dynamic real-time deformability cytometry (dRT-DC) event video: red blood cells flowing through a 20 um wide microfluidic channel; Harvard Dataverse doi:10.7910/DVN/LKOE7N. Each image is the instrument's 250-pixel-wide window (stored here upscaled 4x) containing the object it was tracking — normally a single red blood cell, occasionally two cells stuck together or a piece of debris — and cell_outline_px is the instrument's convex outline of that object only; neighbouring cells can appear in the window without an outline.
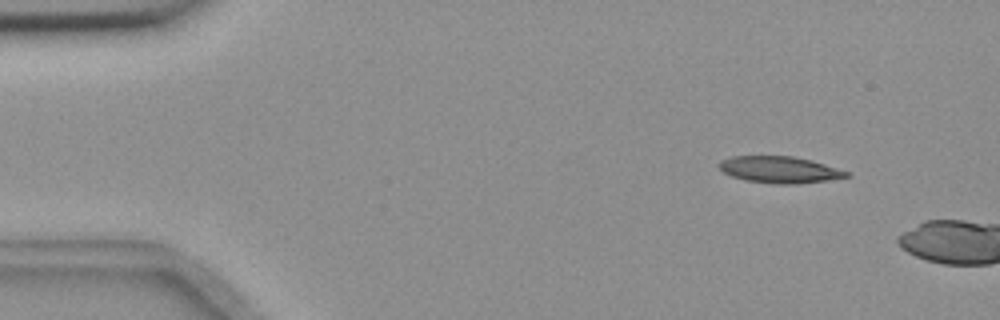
{"species": "common noctule bat (a hibernating species)", "species_latin": "Nyctalus noctula", "temperature_condition": "room temperature", "stored_images_in_passage": 7, "camera_frame_rate_fps": 3000, "um_per_image_px": 0.085, "animal": {"sex": "female", "body_mass_g": 18.4}, "frame": {"image": 1, "passage_image": 2, "time_ms": 0.333, "image_size_px": [1000, 320], "cell_outline_px": [[852, 176], [828, 180], [796, 184], [776, 184], [744, 180], [732, 176], [724, 172], [716, 164], [720, 160], [732, 156], [792, 156], [812, 160], [848, 172]], "centroid_in_image_um": [66.24, 14.42], "position_along_channel_um": 18.8, "area_um2": 19.77}}